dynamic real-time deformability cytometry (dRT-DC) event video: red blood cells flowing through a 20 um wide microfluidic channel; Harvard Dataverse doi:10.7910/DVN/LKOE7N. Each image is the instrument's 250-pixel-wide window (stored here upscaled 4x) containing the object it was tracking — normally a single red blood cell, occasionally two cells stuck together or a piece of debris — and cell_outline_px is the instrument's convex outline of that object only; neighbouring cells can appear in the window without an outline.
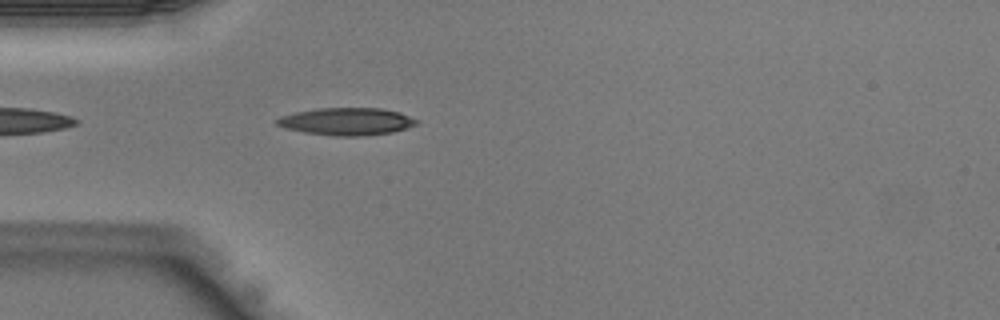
{"species": "Egyptian fruit bat (a non-hibernating species)", "species_latin": "Rousettus aegyptiacus", "temperature_condition": "warm", "stored_images_in_passage": 33, "camera_frame_rate_fps": 3000, "um_per_image_px": 0.085, "animal": {"sex": "male"}, "frame": {"image": 1, "passage_image": 3, "time_ms": 0.667, "image_size_px": [1000, 320], "cell_outline_px": [[420, 120], [416, 124], [392, 132], [360, 136], [336, 136], [304, 132], [284, 128], [276, 124], [272, 120], [280, 116], [296, 112], [316, 108], [380, 108], [400, 112]], "centroid_in_image_um": [29.42, 10.32], "position_along_channel_um": 55.6, "area_um2": 22.37}}
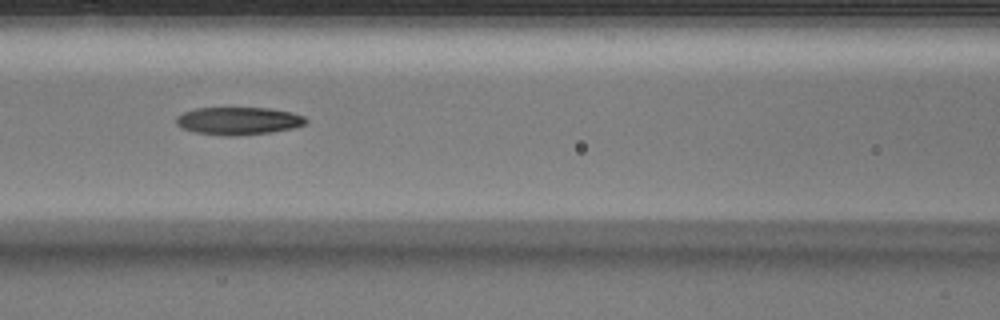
{"frame": {"image": 2, "passage_image": 9, "time_ms": 2.667, "image_size_px": [1000, 320], "cell_outline_px": [[308, 120], [304, 124], [292, 128], [272, 132], [236, 136], [224, 136], [196, 132], [180, 128], [176, 124], [176, 116], [184, 112], [196, 108], [268, 108], [292, 112], [304, 116]], "centroid_in_image_um": [20.25, 10.28], "position_along_channel_um": 146.4, "area_um2": 20.98}}
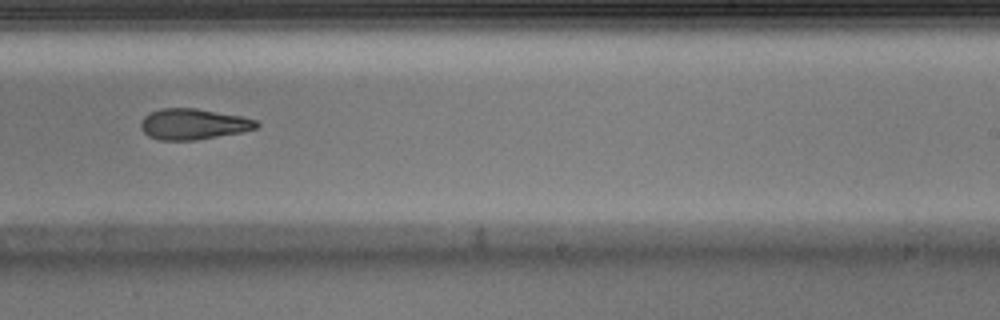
{"frame": {"image": 3, "passage_image": 17, "time_ms": 5.333, "image_size_px": [1000, 320], "cell_outline_px": [[260, 124], [256, 128], [240, 132], [196, 140], [160, 140], [148, 136], [140, 128], [140, 120], [148, 112], [160, 108], [196, 108], [240, 116], [256, 120]], "centroid_in_image_um": [16.37, 10.54], "position_along_channel_um": 272.6, "area_um2": 20.81}}